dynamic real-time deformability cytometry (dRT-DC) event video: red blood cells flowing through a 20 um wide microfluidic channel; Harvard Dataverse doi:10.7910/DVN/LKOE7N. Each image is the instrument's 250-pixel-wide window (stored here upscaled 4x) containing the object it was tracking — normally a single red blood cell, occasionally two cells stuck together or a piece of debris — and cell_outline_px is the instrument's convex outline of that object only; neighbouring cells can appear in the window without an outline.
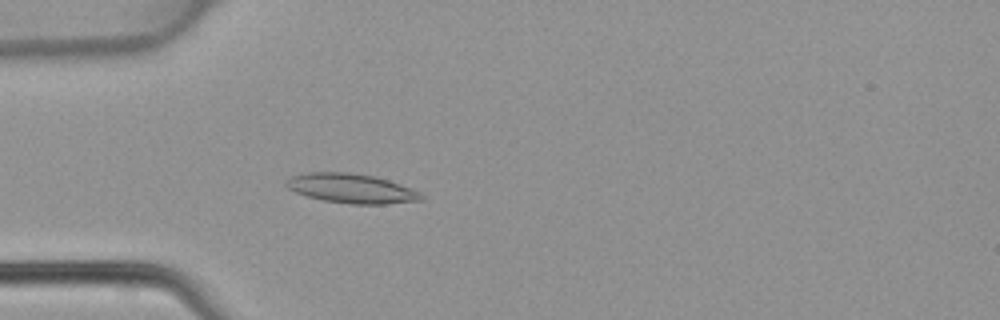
{"species": "common noctule bat (a hibernating species)", "species_latin": "Nyctalus noctula", "temperature_condition": "warm", "stored_images_in_passage": 47, "camera_frame_rate_fps": 3000, "um_per_image_px": 0.085, "animal": {"sex": "female", "body_mass_g": 22.7, "forearm_length_mm": 54.2}, "frame": {"image": 1, "passage_image": 14, "time_ms": 4.333, "image_size_px": [1000, 320], "cell_outline_px": [[424, 200], [384, 204], [348, 204], [320, 200], [296, 192], [288, 188], [284, 184], [284, 180], [292, 176], [308, 172], [348, 172], [376, 176], [412, 188], [420, 192], [424, 196]], "centroid_in_image_um": [29.87, 16.02], "position_along_channel_um": 55.1, "area_um2": 23.41}}
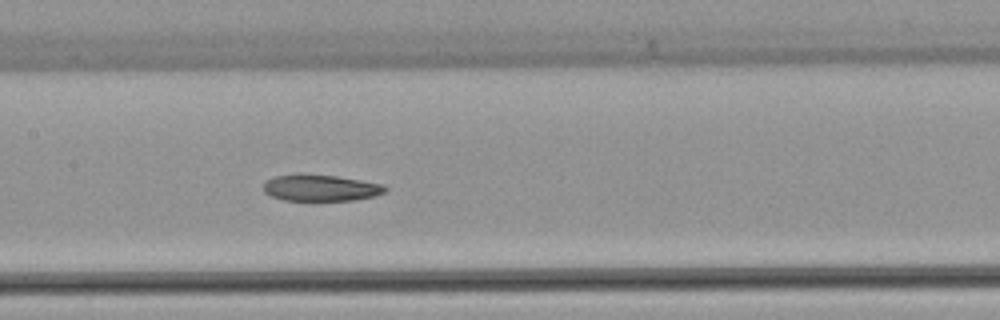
{"frame": {"image": 2, "passage_image": 23, "time_ms": 7.333, "image_size_px": [1000, 320], "cell_outline_px": [[388, 188], [384, 192], [376, 196], [352, 200], [284, 200], [272, 196], [264, 192], [264, 184], [268, 180], [276, 176], [296, 172], [300, 172], [336, 176], [384, 184]], "centroid_in_image_um": [27.25, 15.94], "position_along_channel_um": 180.1, "area_um2": 18.96}}
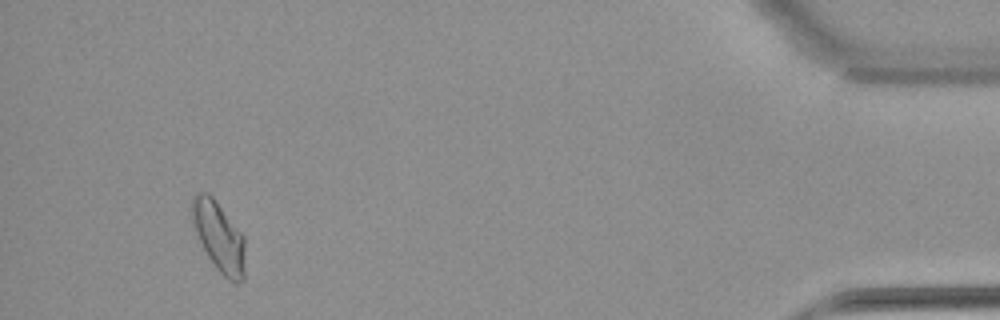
{"frame": {"image": 3, "passage_image": 44, "time_ms": 14.333, "image_size_px": [1000, 320], "cell_outline_px": [[244, 280], [228, 280], [216, 268], [208, 256], [196, 232], [192, 220], [192, 196], [196, 192], [208, 192], [212, 196], [244, 236]], "centroid_in_image_um": [18.6, 20.08], "position_along_channel_um": 416.6, "area_um2": 21.15}}